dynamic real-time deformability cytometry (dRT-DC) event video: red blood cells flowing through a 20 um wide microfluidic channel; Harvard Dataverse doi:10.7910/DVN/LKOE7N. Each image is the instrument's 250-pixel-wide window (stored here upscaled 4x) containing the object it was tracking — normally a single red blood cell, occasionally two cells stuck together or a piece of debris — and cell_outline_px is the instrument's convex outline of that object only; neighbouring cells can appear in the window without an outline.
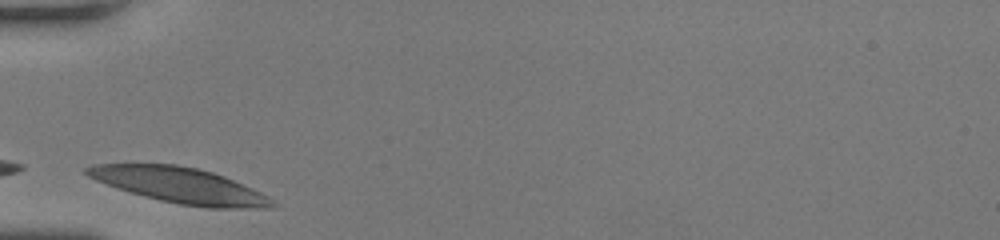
{"species": "human", "species_latin": "Homo sapiens", "temperature_condition": "room temperature", "stored_images_in_passage": 25, "camera_frame_rate_fps": 3000, "um_per_image_px": 0.085, "donor": {"sex": "female"}, "frame": {"image": 1, "passage_image": 1, "time_ms": 0.0, "image_size_px": [1000, 240], "cell_outline_px": [[280, 204], [272, 208], [208, 208], [180, 204], [160, 200], [144, 196], [116, 188], [96, 180], [88, 176], [84, 172], [84, 168], [92, 164], [176, 164], [196, 168], [212, 172], [224, 176], [252, 188], [268, 196]], "centroid_in_image_um": [15.32, 15.76], "position_along_channel_um": 69.7, "area_um2": 38.38}}
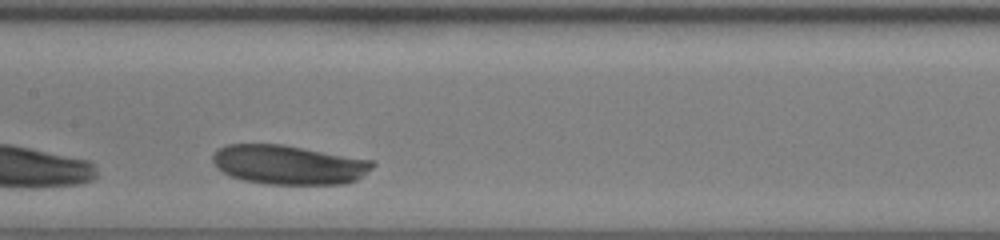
{"frame": {"image": 2, "passage_image": 10, "time_ms": 3.0, "image_size_px": [1000, 240], "cell_outline_px": [[376, 164], [364, 176], [356, 180], [344, 184], [268, 184], [244, 180], [232, 176], [216, 168], [212, 160], [212, 156], [220, 148], [228, 144], [280, 144], [372, 160]], "centroid_in_image_um": [24.55, 14.01], "position_along_channel_um": 182.8, "area_um2": 36.41}}
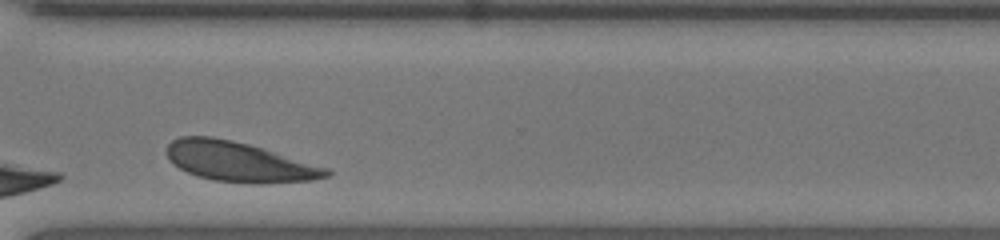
{"frame": {"image": 3, "passage_image": 23, "time_ms": 7.333, "image_size_px": [1000, 240], "cell_outline_px": [[332, 172], [328, 176], [312, 180], [260, 184], [256, 184], [212, 180], [188, 172], [172, 164], [168, 160], [168, 144], [172, 140], [180, 136], [212, 136], [232, 140], [248, 144], [332, 168]], "centroid_in_image_um": [20.36, 13.75], "position_along_channel_um": 350.2, "area_um2": 37.22}, "authors_computed_cell_mechanics": {"area_um2": 37.0498, "velocity_mm_per_s": 3.8412, "shape_relaxation_time_tau1_ms": 1.5441, "shape_relaxation_time_tau2_ms": null, "deformation_change_tau1": 0.0713, "deformation_change_tau2": null}}